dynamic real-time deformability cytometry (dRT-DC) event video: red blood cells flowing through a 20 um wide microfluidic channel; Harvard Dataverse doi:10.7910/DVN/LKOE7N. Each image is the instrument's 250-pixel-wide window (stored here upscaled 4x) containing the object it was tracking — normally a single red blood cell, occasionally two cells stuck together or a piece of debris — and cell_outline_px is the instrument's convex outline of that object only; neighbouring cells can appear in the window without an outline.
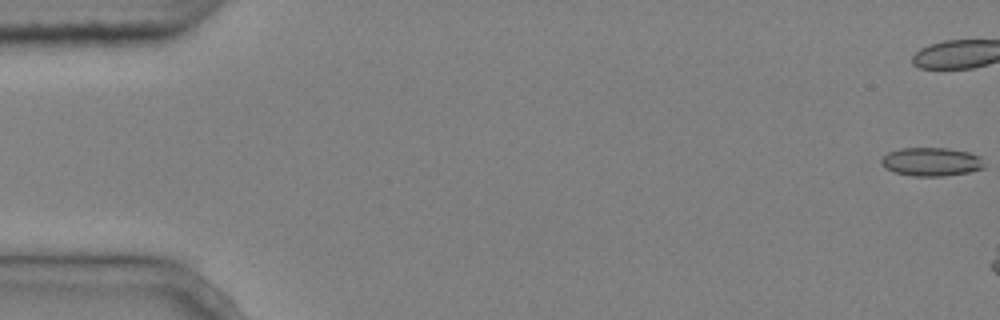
{"species": "common noctule bat (a hibernating species)", "species_latin": "Nyctalus noctula", "temperature_condition": "cold", "stored_images_in_passage": 7, "camera_frame_rate_fps": 3000, "um_per_image_px": 0.085, "animal": {"sex": "male", "body_mass_g": 20.4}, "frame": {"image": 1, "passage_image": 1, "time_ms": 0.0, "image_size_px": [1000, 320], "cell_outline_px": [[984, 168], [968, 172], [944, 176], [916, 176], [896, 172], [884, 168], [880, 164], [880, 160], [888, 152], [900, 148], [948, 148], [968, 152], [980, 156], [984, 164]], "centroid_in_image_um": [79.15, 13.74], "position_along_channel_um": 5.9, "area_um2": 17.11}}
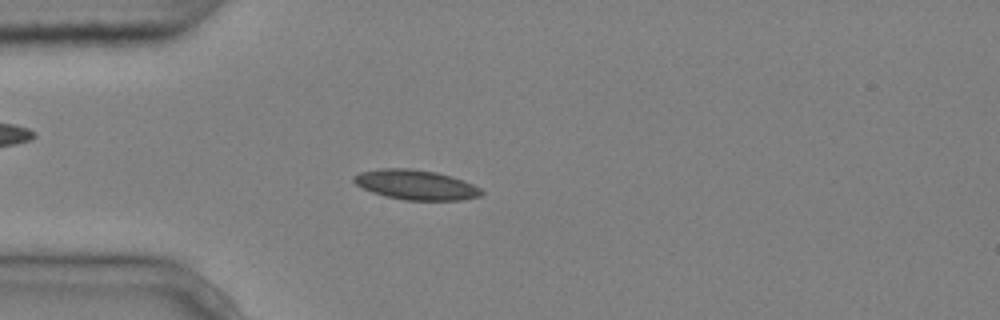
{"frame": {"image": 2, "passage_image": 6, "time_ms": 1.667, "image_size_px": [1000, 320], "cell_outline_px": [[484, 192], [480, 196], [460, 200], [404, 200], [384, 196], [372, 192], [356, 184], [352, 180], [352, 176], [360, 172], [384, 168], [408, 168], [436, 172], [452, 176], [472, 184], [480, 188]], "centroid_in_image_um": [35.33, 15.71], "position_along_channel_um": 49.7, "area_um2": 22.14}}